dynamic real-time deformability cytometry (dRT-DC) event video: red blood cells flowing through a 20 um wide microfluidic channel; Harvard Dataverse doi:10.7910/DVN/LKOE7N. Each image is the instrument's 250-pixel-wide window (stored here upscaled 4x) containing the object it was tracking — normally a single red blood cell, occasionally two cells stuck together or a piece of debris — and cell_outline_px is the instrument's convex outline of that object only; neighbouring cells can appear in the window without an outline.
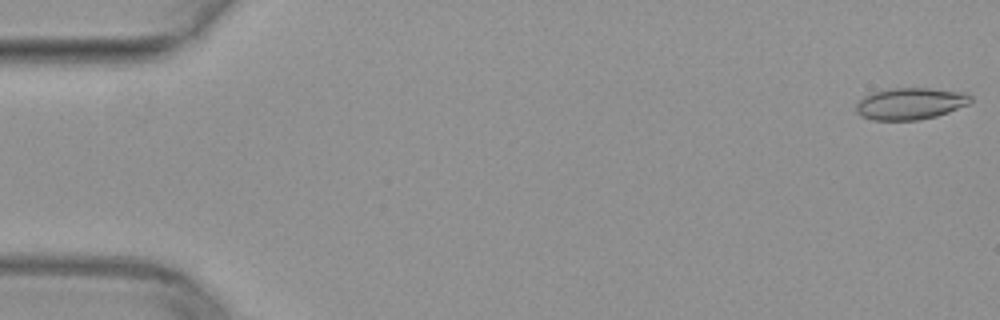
{"species": "common noctule bat (a hibernating species)", "species_latin": "Nyctalus noctula", "temperature_condition": "warm", "stored_images_in_passage": 51, "camera_frame_rate_fps": 3000, "um_per_image_px": 0.085, "animal": {"sex": "female", "body_mass_g": 29.2, "forearm_length_mm": 56.3}, "frame": {"image": 1, "passage_image": 1, "time_ms": 0.0, "image_size_px": [1000, 320], "cell_outline_px": [[972, 100], [968, 104], [948, 112], [936, 116], [916, 120], [872, 120], [860, 116], [856, 112], [856, 104], [864, 96], [872, 92], [892, 88], [928, 88], [968, 92], [972, 96]], "centroid_in_image_um": [77.38, 8.8], "position_along_channel_um": 7.6, "area_um2": 21.33}}
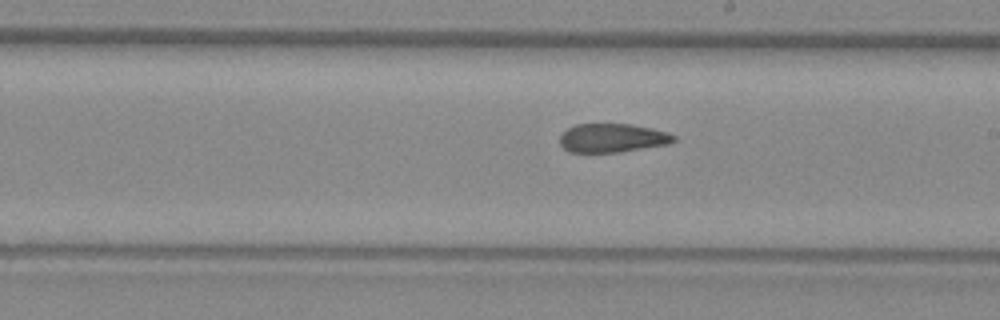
{"frame": {"image": 2, "passage_image": 29, "time_ms": 9.333, "image_size_px": [1000, 320], "cell_outline_px": [[676, 140], [668, 144], [616, 152], [568, 152], [560, 144], [560, 136], [568, 128], [576, 124], [632, 124], [652, 128], [676, 136]], "centroid_in_image_um": [52.03, 11.72], "position_along_channel_um": 237.0, "area_um2": 18.9}}
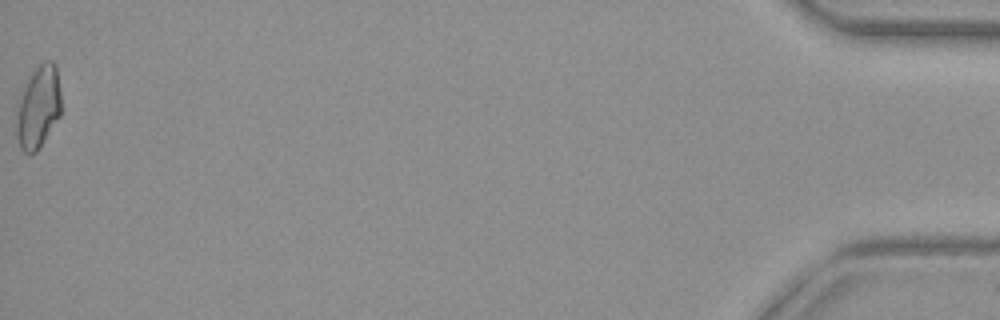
{"frame": {"image": 3, "passage_image": 51, "time_ms": 16.667, "image_size_px": [1000, 320], "cell_outline_px": [[60, 116], [36, 152], [24, 152], [20, 148], [16, 136], [16, 112], [20, 92], [28, 76], [44, 60], [52, 60], [56, 64], [60, 92]], "centroid_in_image_um": [3.23, 9.07], "position_along_channel_um": 432.0, "area_um2": 21.68}}